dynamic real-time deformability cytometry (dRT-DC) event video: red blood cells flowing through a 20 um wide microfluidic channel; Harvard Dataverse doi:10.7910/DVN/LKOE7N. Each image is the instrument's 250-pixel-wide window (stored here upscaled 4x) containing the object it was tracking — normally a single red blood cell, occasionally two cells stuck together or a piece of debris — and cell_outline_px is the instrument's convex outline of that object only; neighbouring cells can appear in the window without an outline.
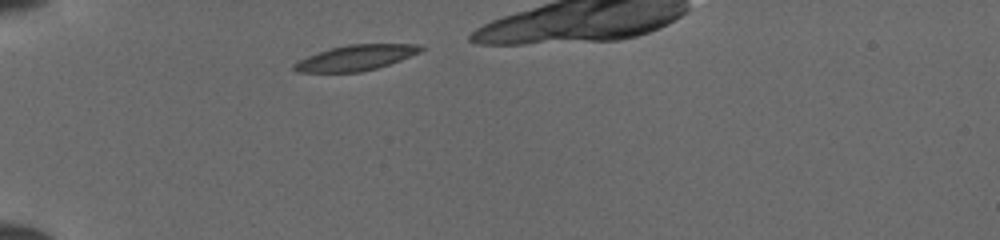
{"species": "common noctule bat (a hibernating species)", "species_latin": "Nyctalus noctula", "temperature_condition": "cold", "stored_images_in_passage": 12, "camera_frame_rate_fps": 3000, "um_per_image_px": 0.085, "animal": {"sex": "female", "body_mass_g": 19.5, "forearm_length_mm": 54.1}, "frame": {"image": 1, "passage_image": 1, "time_ms": 0.0, "image_size_px": [1000, 240], "cell_outline_px": [[424, 48], [420, 52], [400, 60], [376, 68], [360, 72], [296, 72], [292, 68], [292, 64], [308, 56], [332, 48], [348, 44], [420, 44]], "centroid_in_image_um": [30.24, 4.91], "position_along_channel_um": 54.8, "area_um2": 18.55}}
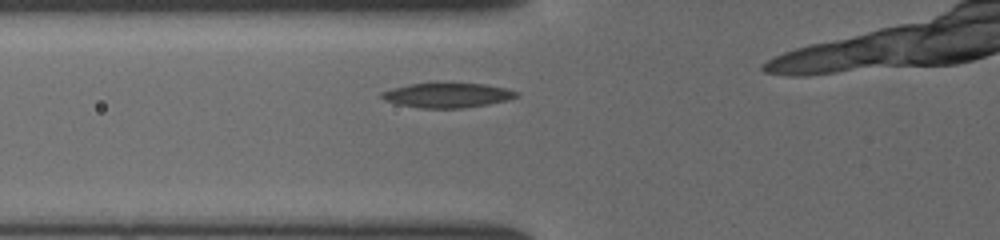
{"frame": {"image": 2, "passage_image": 5, "time_ms": 1.333, "image_size_px": [1000, 240], "cell_outline_px": [[520, 96], [508, 100], [488, 104], [464, 108], [420, 108], [396, 104], [384, 100], [380, 96], [380, 92], [392, 88], [408, 84], [432, 80], [484, 84], [504, 88], [520, 92]], "centroid_in_image_um": [37.99, 8.05], "position_along_channel_um": 87.8, "area_um2": 20.4}}
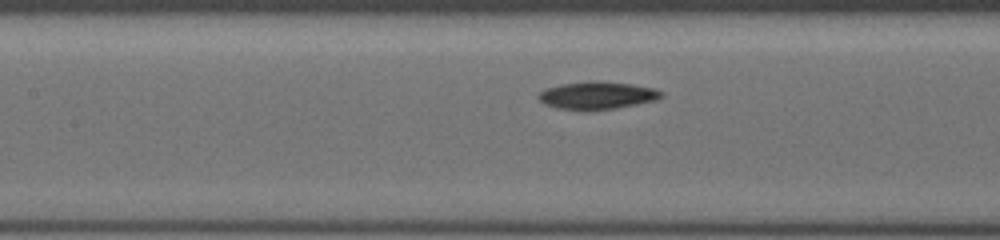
{"frame": {"image": 3, "passage_image": 10, "time_ms": 3.0, "image_size_px": [1000, 240], "cell_outline_px": [[664, 96], [656, 100], [636, 104], [588, 112], [556, 108], [544, 104], [536, 96], [544, 88], [560, 84], [588, 80], [600, 80], [632, 84], [656, 88], [664, 92]], "centroid_in_image_um": [50.73, 8.1], "position_along_channel_um": 156.7, "area_um2": 20.4}}